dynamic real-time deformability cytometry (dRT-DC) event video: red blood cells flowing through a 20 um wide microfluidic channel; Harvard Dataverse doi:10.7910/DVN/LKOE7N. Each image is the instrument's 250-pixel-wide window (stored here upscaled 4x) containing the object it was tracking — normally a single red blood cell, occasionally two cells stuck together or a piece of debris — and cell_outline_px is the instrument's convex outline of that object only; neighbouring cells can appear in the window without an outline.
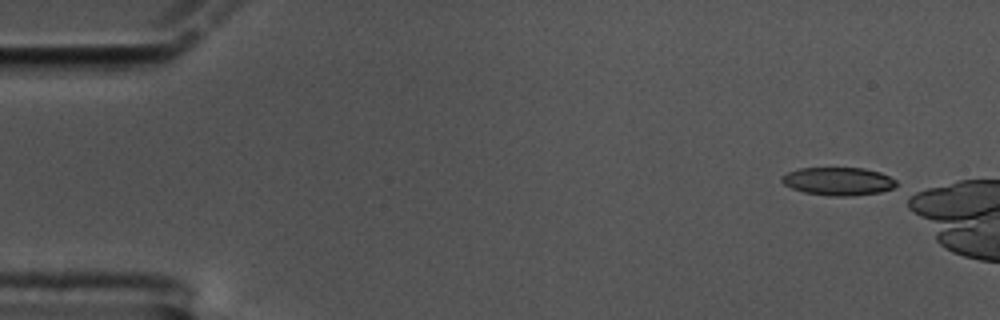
{"species": "common noctule bat (a hibernating species)", "species_latin": "Nyctalus noctula", "temperature_condition": "cold", "stored_images_in_passage": 15, "camera_frame_rate_fps": 3000, "um_per_image_px": 0.085, "animal": {"sex": "male", "body_mass_g": 17.5, "forearm_length_mm": 52.3}, "frame": {"image": 1, "passage_image": 1, "time_ms": 0.0, "image_size_px": [1000, 320], "cell_outline_px": [[896, 184], [892, 188], [880, 192], [852, 196], [832, 196], [804, 192], [792, 188], [784, 184], [780, 180], [780, 176], [788, 172], [800, 168], [864, 168], [880, 172], [896, 180]], "centroid_in_image_um": [71.23, 15.4], "position_along_channel_um": 13.8, "area_um2": 18.67}}